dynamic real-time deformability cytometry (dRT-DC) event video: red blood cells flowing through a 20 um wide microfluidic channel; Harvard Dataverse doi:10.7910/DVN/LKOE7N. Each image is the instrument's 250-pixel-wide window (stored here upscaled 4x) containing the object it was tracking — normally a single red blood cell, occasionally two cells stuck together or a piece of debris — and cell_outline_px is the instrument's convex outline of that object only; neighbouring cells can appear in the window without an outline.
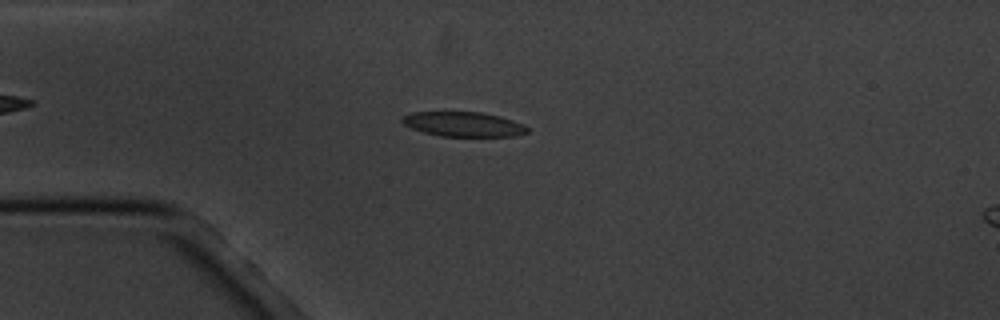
{"species": "common noctule bat (a hibernating species)", "species_latin": "Nyctalus noctula", "temperature_condition": "cold", "stored_images_in_passage": 15, "camera_frame_rate_fps": 3000, "um_per_image_px": 0.085, "animal": {"sex": "male", "body_mass_g": 20.1, "forearm_length_mm": 53.5}, "frame": {"image": 1, "passage_image": 3, "time_ms": 2.667, "image_size_px": [1000, 320], "cell_outline_px": [[528, 132], [516, 136], [440, 136], [424, 132], [412, 128], [404, 124], [400, 120], [408, 112], [480, 112], [500, 116], [524, 124], [528, 128]], "centroid_in_image_um": [39.4, 10.55], "position_along_channel_um": 45.6, "area_um2": 17.98}}
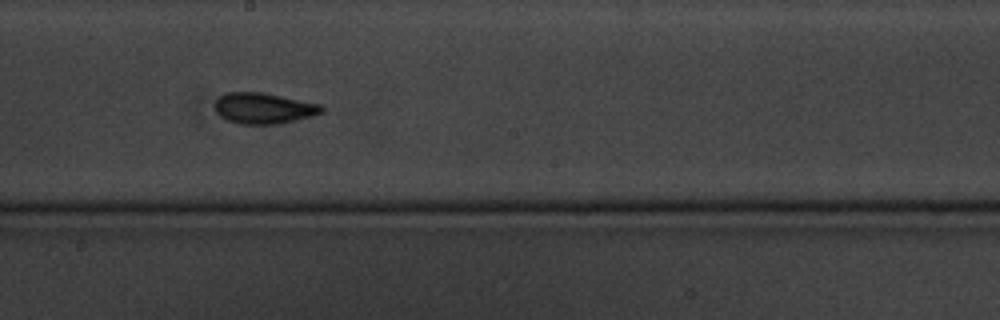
{"frame": {"image": 2, "passage_image": 8, "time_ms": 8.333, "image_size_px": [1000, 320], "cell_outline_px": [[324, 112], [312, 116], [280, 124], [240, 124], [228, 120], [220, 116], [216, 112], [216, 100], [220, 96], [228, 92], [260, 92], [324, 104]], "centroid_in_image_um": [22.47, 9.2], "position_along_channel_um": 225.7, "area_um2": 19.31}}
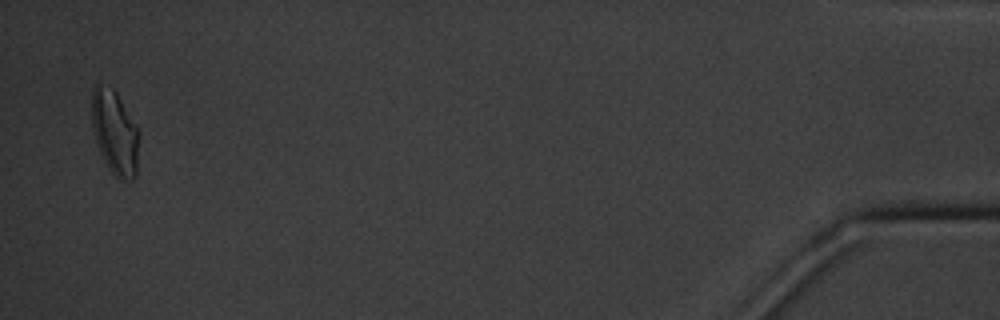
{"frame": {"image": 3, "passage_image": 15, "time_ms": 16.667, "image_size_px": [1000, 320], "cell_outline_px": [[136, 176], [132, 180], [120, 180], [108, 168], [96, 144], [92, 128], [92, 92], [96, 84], [100, 84], [112, 88], [116, 92], [136, 124]], "centroid_in_image_um": [9.71, 11.25], "position_along_channel_um": 425.5, "area_um2": 22.66}, "authors_computed_cell_mechanics": {"area_um2": 18.496, "velocity_mm_per_s": 3.4304, "shape_relaxation_time_tau1_ms": 2.359, "shape_relaxation_time_tau2_ms": 2.4159, "deformation_change_tau1": 0.0784, "deformation_change_tau2": 0.0689}}